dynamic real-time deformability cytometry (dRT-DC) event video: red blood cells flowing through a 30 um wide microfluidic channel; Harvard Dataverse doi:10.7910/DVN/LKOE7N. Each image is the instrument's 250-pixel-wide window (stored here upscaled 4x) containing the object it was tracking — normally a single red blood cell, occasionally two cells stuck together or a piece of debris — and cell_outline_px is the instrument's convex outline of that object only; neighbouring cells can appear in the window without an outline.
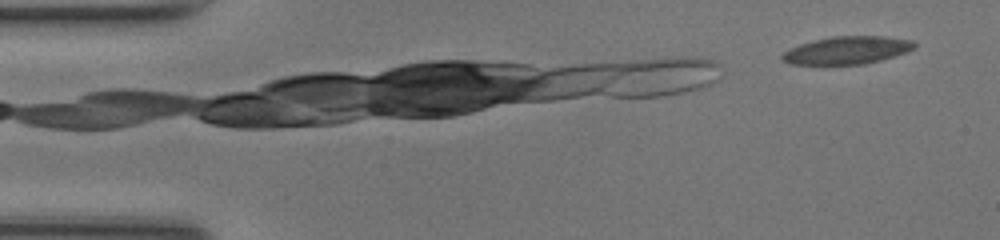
{"species": "common noctule bat (a hibernating species)", "species_latin": "Nyctalus noctula", "temperature_condition": "room temperature", "stored_images_in_passage": 6, "camera_frame_rate_fps": 3000, "um_per_image_px": 0.085, "animal": {"sex": "female", "body_mass_g": 17.0, "forearm_length_mm": 48.0}, "frame": {"image": 1, "passage_image": 3, "time_ms": 0.667, "image_size_px": [1000, 240], "cell_outline_px": [[916, 48], [880, 60], [864, 64], [792, 64], [780, 60], [780, 56], [784, 52], [800, 44], [832, 36], [884, 36], [912, 40], [916, 44]], "centroid_in_image_um": [72.0, 4.27], "position_along_channel_um": 13.0, "area_um2": 21.1}}